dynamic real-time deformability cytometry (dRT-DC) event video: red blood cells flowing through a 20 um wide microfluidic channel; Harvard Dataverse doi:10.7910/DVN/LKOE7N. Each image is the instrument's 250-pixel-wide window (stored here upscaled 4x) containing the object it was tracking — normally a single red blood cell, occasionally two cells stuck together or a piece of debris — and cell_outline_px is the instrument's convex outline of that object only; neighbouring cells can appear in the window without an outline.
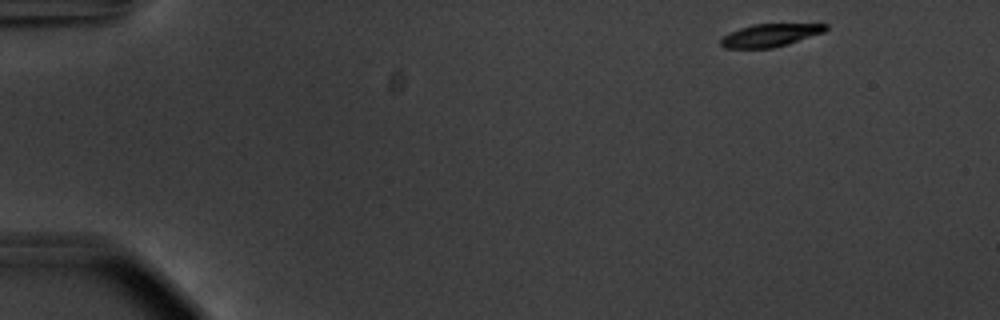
{"species": "common noctule bat (a hibernating species)", "species_latin": "Nyctalus noctula", "temperature_condition": "warm", "stored_images_in_passage": 50, "camera_frame_rate_fps": 3000, "um_per_image_px": 0.085, "animal": {"sex": "male", "body_mass_g": 20.1, "forearm_length_mm": 53.5}, "frame": {"image": 1, "passage_image": 1, "time_ms": 0.0, "image_size_px": [1000, 320], "cell_outline_px": [[828, 28], [824, 32], [788, 44], [772, 48], [724, 48], [720, 44], [720, 40], [728, 32], [752, 24], [828, 24]], "centroid_in_image_um": [65.44, 2.99], "position_along_channel_um": 19.6, "area_um2": 13.93}}
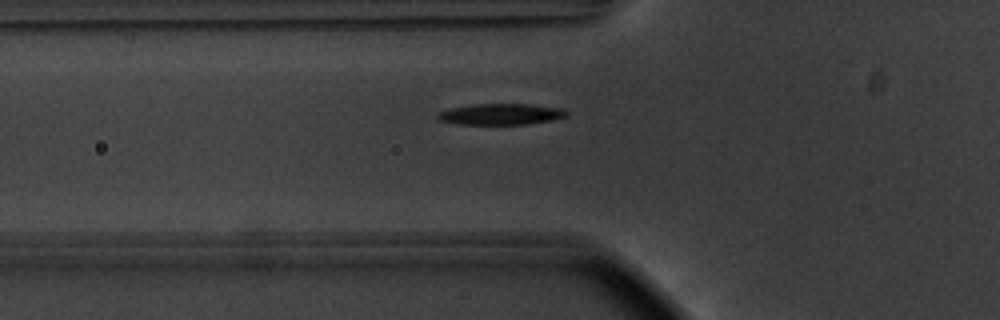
{"frame": {"image": 2, "passage_image": 15, "time_ms": 4.667, "image_size_px": [1000, 320], "cell_outline_px": [[568, 116], [556, 120], [528, 124], [456, 124], [436, 120], [436, 116], [440, 112], [448, 108], [476, 104], [528, 104], [564, 108], [568, 112]], "centroid_in_image_um": [42.6, 9.71], "position_along_channel_um": 83.2, "area_um2": 16.13}}
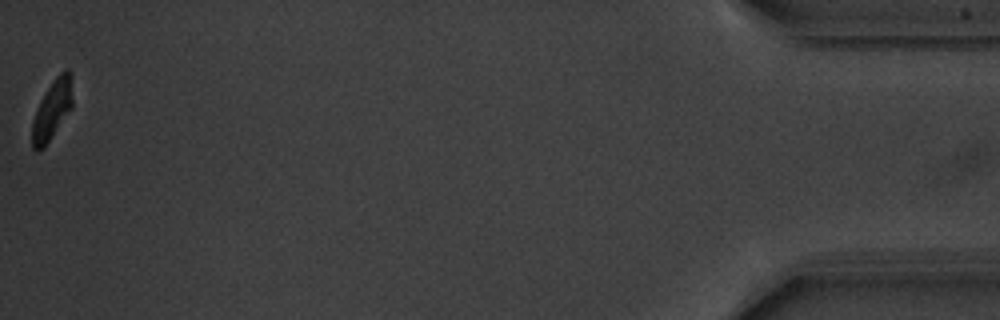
{"frame": {"image": 3, "passage_image": 50, "time_ms": 16.333, "image_size_px": [1000, 320], "cell_outline_px": [[72, 108], [44, 148], [32, 148], [32, 120], [36, 108], [40, 100], [52, 80], [64, 68], [68, 68], [72, 72]], "centroid_in_image_um": [4.45, 9.25], "position_along_channel_um": 430.7, "area_um2": 14.22}, "authors_computed_cell_mechanics": {"area_um2": 15.7794, "velocity_mm_per_s": 3.7229, "shape_relaxation_time_tau1_ms": 1.9689, "shape_relaxation_time_tau2_ms": 7.899, "deformation_change_tau1": 0.1427, "deformation_change_tau2": 0.1053}}